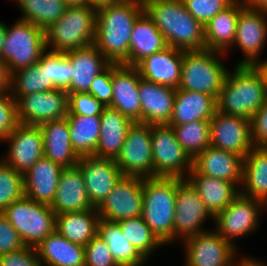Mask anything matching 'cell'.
I'll use <instances>...</instances> for the list:
<instances>
[{
  "label": "cell",
  "instance_id": "18",
  "mask_svg": "<svg viewBox=\"0 0 267 266\" xmlns=\"http://www.w3.org/2000/svg\"><path fill=\"white\" fill-rule=\"evenodd\" d=\"M210 140L212 147L234 152L245 158L255 146L251 120L216 110L210 120Z\"/></svg>",
  "mask_w": 267,
  "mask_h": 266
},
{
  "label": "cell",
  "instance_id": "10",
  "mask_svg": "<svg viewBox=\"0 0 267 266\" xmlns=\"http://www.w3.org/2000/svg\"><path fill=\"white\" fill-rule=\"evenodd\" d=\"M181 242L185 250V266H236L244 257L242 255L240 258L236 249L238 247L214 229L187 237Z\"/></svg>",
  "mask_w": 267,
  "mask_h": 266
},
{
  "label": "cell",
  "instance_id": "27",
  "mask_svg": "<svg viewBox=\"0 0 267 266\" xmlns=\"http://www.w3.org/2000/svg\"><path fill=\"white\" fill-rule=\"evenodd\" d=\"M63 167L42 157L23 175L25 196L51 205Z\"/></svg>",
  "mask_w": 267,
  "mask_h": 266
},
{
  "label": "cell",
  "instance_id": "32",
  "mask_svg": "<svg viewBox=\"0 0 267 266\" xmlns=\"http://www.w3.org/2000/svg\"><path fill=\"white\" fill-rule=\"evenodd\" d=\"M167 47L163 34L144 11L136 20L130 38L129 56L124 65L135 66L143 58Z\"/></svg>",
  "mask_w": 267,
  "mask_h": 266
},
{
  "label": "cell",
  "instance_id": "7",
  "mask_svg": "<svg viewBox=\"0 0 267 266\" xmlns=\"http://www.w3.org/2000/svg\"><path fill=\"white\" fill-rule=\"evenodd\" d=\"M26 246L36 247L55 231L56 213L50 205L24 196L2 211Z\"/></svg>",
  "mask_w": 267,
  "mask_h": 266
},
{
  "label": "cell",
  "instance_id": "58",
  "mask_svg": "<svg viewBox=\"0 0 267 266\" xmlns=\"http://www.w3.org/2000/svg\"><path fill=\"white\" fill-rule=\"evenodd\" d=\"M262 71L264 72L265 78H266V82H267V59L265 60H261V62L258 65Z\"/></svg>",
  "mask_w": 267,
  "mask_h": 266
},
{
  "label": "cell",
  "instance_id": "14",
  "mask_svg": "<svg viewBox=\"0 0 267 266\" xmlns=\"http://www.w3.org/2000/svg\"><path fill=\"white\" fill-rule=\"evenodd\" d=\"M208 218H214L203 204L197 190L187 179L177 177L174 243L209 229L203 227Z\"/></svg>",
  "mask_w": 267,
  "mask_h": 266
},
{
  "label": "cell",
  "instance_id": "42",
  "mask_svg": "<svg viewBox=\"0 0 267 266\" xmlns=\"http://www.w3.org/2000/svg\"><path fill=\"white\" fill-rule=\"evenodd\" d=\"M42 67H47L48 80L56 88L66 90L71 83L72 65L66 53L46 50L38 61Z\"/></svg>",
  "mask_w": 267,
  "mask_h": 266
},
{
  "label": "cell",
  "instance_id": "50",
  "mask_svg": "<svg viewBox=\"0 0 267 266\" xmlns=\"http://www.w3.org/2000/svg\"><path fill=\"white\" fill-rule=\"evenodd\" d=\"M0 266H41L35 247L24 248L0 255Z\"/></svg>",
  "mask_w": 267,
  "mask_h": 266
},
{
  "label": "cell",
  "instance_id": "47",
  "mask_svg": "<svg viewBox=\"0 0 267 266\" xmlns=\"http://www.w3.org/2000/svg\"><path fill=\"white\" fill-rule=\"evenodd\" d=\"M16 100L11 93L0 94V141L2 142L17 126Z\"/></svg>",
  "mask_w": 267,
  "mask_h": 266
},
{
  "label": "cell",
  "instance_id": "4",
  "mask_svg": "<svg viewBox=\"0 0 267 266\" xmlns=\"http://www.w3.org/2000/svg\"><path fill=\"white\" fill-rule=\"evenodd\" d=\"M177 177L143 178L142 218L165 246L174 242Z\"/></svg>",
  "mask_w": 267,
  "mask_h": 266
},
{
  "label": "cell",
  "instance_id": "39",
  "mask_svg": "<svg viewBox=\"0 0 267 266\" xmlns=\"http://www.w3.org/2000/svg\"><path fill=\"white\" fill-rule=\"evenodd\" d=\"M53 89L56 87L48 80L47 67H42L39 62L12 73L11 94L16 101L24 95Z\"/></svg>",
  "mask_w": 267,
  "mask_h": 266
},
{
  "label": "cell",
  "instance_id": "1",
  "mask_svg": "<svg viewBox=\"0 0 267 266\" xmlns=\"http://www.w3.org/2000/svg\"><path fill=\"white\" fill-rule=\"evenodd\" d=\"M143 12L142 0H122L96 9L93 45L111 64L127 60L132 29Z\"/></svg>",
  "mask_w": 267,
  "mask_h": 266
},
{
  "label": "cell",
  "instance_id": "17",
  "mask_svg": "<svg viewBox=\"0 0 267 266\" xmlns=\"http://www.w3.org/2000/svg\"><path fill=\"white\" fill-rule=\"evenodd\" d=\"M18 123L40 125L46 121L59 120L68 114V93L53 89L20 97L16 101Z\"/></svg>",
  "mask_w": 267,
  "mask_h": 266
},
{
  "label": "cell",
  "instance_id": "22",
  "mask_svg": "<svg viewBox=\"0 0 267 266\" xmlns=\"http://www.w3.org/2000/svg\"><path fill=\"white\" fill-rule=\"evenodd\" d=\"M243 160L242 156L234 152L210 145L193 159V168L200 174L229 181L240 189Z\"/></svg>",
  "mask_w": 267,
  "mask_h": 266
},
{
  "label": "cell",
  "instance_id": "45",
  "mask_svg": "<svg viewBox=\"0 0 267 266\" xmlns=\"http://www.w3.org/2000/svg\"><path fill=\"white\" fill-rule=\"evenodd\" d=\"M105 108L93 95L85 93H68V114L100 116Z\"/></svg>",
  "mask_w": 267,
  "mask_h": 266
},
{
  "label": "cell",
  "instance_id": "12",
  "mask_svg": "<svg viewBox=\"0 0 267 266\" xmlns=\"http://www.w3.org/2000/svg\"><path fill=\"white\" fill-rule=\"evenodd\" d=\"M264 208L267 210L261 201L240 193L227 208L211 220L216 225L215 231L236 246V238L254 233L260 227V217Z\"/></svg>",
  "mask_w": 267,
  "mask_h": 266
},
{
  "label": "cell",
  "instance_id": "16",
  "mask_svg": "<svg viewBox=\"0 0 267 266\" xmlns=\"http://www.w3.org/2000/svg\"><path fill=\"white\" fill-rule=\"evenodd\" d=\"M3 142L8 143V152L0 158L22 175L44 157L43 135L39 125L18 123Z\"/></svg>",
  "mask_w": 267,
  "mask_h": 266
},
{
  "label": "cell",
  "instance_id": "15",
  "mask_svg": "<svg viewBox=\"0 0 267 266\" xmlns=\"http://www.w3.org/2000/svg\"><path fill=\"white\" fill-rule=\"evenodd\" d=\"M143 178L122 176L97 208L100 219L119 222L142 215Z\"/></svg>",
  "mask_w": 267,
  "mask_h": 266
},
{
  "label": "cell",
  "instance_id": "43",
  "mask_svg": "<svg viewBox=\"0 0 267 266\" xmlns=\"http://www.w3.org/2000/svg\"><path fill=\"white\" fill-rule=\"evenodd\" d=\"M24 196L23 175L0 158V212Z\"/></svg>",
  "mask_w": 267,
  "mask_h": 266
},
{
  "label": "cell",
  "instance_id": "59",
  "mask_svg": "<svg viewBox=\"0 0 267 266\" xmlns=\"http://www.w3.org/2000/svg\"><path fill=\"white\" fill-rule=\"evenodd\" d=\"M236 266H241V260H240V262H238V263H237V265H236Z\"/></svg>",
  "mask_w": 267,
  "mask_h": 266
},
{
  "label": "cell",
  "instance_id": "53",
  "mask_svg": "<svg viewBox=\"0 0 267 266\" xmlns=\"http://www.w3.org/2000/svg\"><path fill=\"white\" fill-rule=\"evenodd\" d=\"M246 7L267 11V0H242Z\"/></svg>",
  "mask_w": 267,
  "mask_h": 266
},
{
  "label": "cell",
  "instance_id": "46",
  "mask_svg": "<svg viewBox=\"0 0 267 266\" xmlns=\"http://www.w3.org/2000/svg\"><path fill=\"white\" fill-rule=\"evenodd\" d=\"M85 266H118L105 241L96 235L85 245Z\"/></svg>",
  "mask_w": 267,
  "mask_h": 266
},
{
  "label": "cell",
  "instance_id": "25",
  "mask_svg": "<svg viewBox=\"0 0 267 266\" xmlns=\"http://www.w3.org/2000/svg\"><path fill=\"white\" fill-rule=\"evenodd\" d=\"M176 89L139 80L141 122L147 124H168L173 113Z\"/></svg>",
  "mask_w": 267,
  "mask_h": 266
},
{
  "label": "cell",
  "instance_id": "26",
  "mask_svg": "<svg viewBox=\"0 0 267 266\" xmlns=\"http://www.w3.org/2000/svg\"><path fill=\"white\" fill-rule=\"evenodd\" d=\"M39 127L43 135L44 157L63 168L77 166L80 157L72 147L67 118L46 121Z\"/></svg>",
  "mask_w": 267,
  "mask_h": 266
},
{
  "label": "cell",
  "instance_id": "9",
  "mask_svg": "<svg viewBox=\"0 0 267 266\" xmlns=\"http://www.w3.org/2000/svg\"><path fill=\"white\" fill-rule=\"evenodd\" d=\"M154 177L186 179L193 168V159L178 143L172 126L151 125Z\"/></svg>",
  "mask_w": 267,
  "mask_h": 266
},
{
  "label": "cell",
  "instance_id": "28",
  "mask_svg": "<svg viewBox=\"0 0 267 266\" xmlns=\"http://www.w3.org/2000/svg\"><path fill=\"white\" fill-rule=\"evenodd\" d=\"M197 190L203 204L213 217L223 211L240 194L233 183L198 173L194 168L186 178Z\"/></svg>",
  "mask_w": 267,
  "mask_h": 266
},
{
  "label": "cell",
  "instance_id": "20",
  "mask_svg": "<svg viewBox=\"0 0 267 266\" xmlns=\"http://www.w3.org/2000/svg\"><path fill=\"white\" fill-rule=\"evenodd\" d=\"M140 78L135 66L112 64L113 97L110 108L120 111L133 122H141Z\"/></svg>",
  "mask_w": 267,
  "mask_h": 266
},
{
  "label": "cell",
  "instance_id": "34",
  "mask_svg": "<svg viewBox=\"0 0 267 266\" xmlns=\"http://www.w3.org/2000/svg\"><path fill=\"white\" fill-rule=\"evenodd\" d=\"M239 17V0L217 13L205 26V49L225 54L234 43Z\"/></svg>",
  "mask_w": 267,
  "mask_h": 266
},
{
  "label": "cell",
  "instance_id": "6",
  "mask_svg": "<svg viewBox=\"0 0 267 266\" xmlns=\"http://www.w3.org/2000/svg\"><path fill=\"white\" fill-rule=\"evenodd\" d=\"M225 53L203 49L183 51L182 73L179 89L206 93L216 100L228 73L222 63Z\"/></svg>",
  "mask_w": 267,
  "mask_h": 266
},
{
  "label": "cell",
  "instance_id": "23",
  "mask_svg": "<svg viewBox=\"0 0 267 266\" xmlns=\"http://www.w3.org/2000/svg\"><path fill=\"white\" fill-rule=\"evenodd\" d=\"M58 214L94 209L85 188L84 177L78 166L63 168L50 205Z\"/></svg>",
  "mask_w": 267,
  "mask_h": 266
},
{
  "label": "cell",
  "instance_id": "19",
  "mask_svg": "<svg viewBox=\"0 0 267 266\" xmlns=\"http://www.w3.org/2000/svg\"><path fill=\"white\" fill-rule=\"evenodd\" d=\"M77 166L84 177L90 203L98 208L123 176L114 159L82 156Z\"/></svg>",
  "mask_w": 267,
  "mask_h": 266
},
{
  "label": "cell",
  "instance_id": "8",
  "mask_svg": "<svg viewBox=\"0 0 267 266\" xmlns=\"http://www.w3.org/2000/svg\"><path fill=\"white\" fill-rule=\"evenodd\" d=\"M46 50L43 29L21 19L12 27L6 26L2 60L8 64L11 73L36 64Z\"/></svg>",
  "mask_w": 267,
  "mask_h": 266
},
{
  "label": "cell",
  "instance_id": "2",
  "mask_svg": "<svg viewBox=\"0 0 267 266\" xmlns=\"http://www.w3.org/2000/svg\"><path fill=\"white\" fill-rule=\"evenodd\" d=\"M144 11L163 34L167 46L181 51L205 49V28L182 0H142Z\"/></svg>",
  "mask_w": 267,
  "mask_h": 266
},
{
  "label": "cell",
  "instance_id": "24",
  "mask_svg": "<svg viewBox=\"0 0 267 266\" xmlns=\"http://www.w3.org/2000/svg\"><path fill=\"white\" fill-rule=\"evenodd\" d=\"M66 57L73 68L71 69V83L66 89L67 93L88 92L95 77L111 64L93 44L82 49L68 51Z\"/></svg>",
  "mask_w": 267,
  "mask_h": 266
},
{
  "label": "cell",
  "instance_id": "37",
  "mask_svg": "<svg viewBox=\"0 0 267 266\" xmlns=\"http://www.w3.org/2000/svg\"><path fill=\"white\" fill-rule=\"evenodd\" d=\"M71 143L79 157L93 156L98 144L100 116L67 115Z\"/></svg>",
  "mask_w": 267,
  "mask_h": 266
},
{
  "label": "cell",
  "instance_id": "13",
  "mask_svg": "<svg viewBox=\"0 0 267 266\" xmlns=\"http://www.w3.org/2000/svg\"><path fill=\"white\" fill-rule=\"evenodd\" d=\"M267 40V11L246 7L239 0V17L232 47L241 49L243 58L236 65H259Z\"/></svg>",
  "mask_w": 267,
  "mask_h": 266
},
{
  "label": "cell",
  "instance_id": "41",
  "mask_svg": "<svg viewBox=\"0 0 267 266\" xmlns=\"http://www.w3.org/2000/svg\"><path fill=\"white\" fill-rule=\"evenodd\" d=\"M172 128L178 143L192 159L211 145L210 121L198 120Z\"/></svg>",
  "mask_w": 267,
  "mask_h": 266
},
{
  "label": "cell",
  "instance_id": "44",
  "mask_svg": "<svg viewBox=\"0 0 267 266\" xmlns=\"http://www.w3.org/2000/svg\"><path fill=\"white\" fill-rule=\"evenodd\" d=\"M189 14L204 26L235 0H182Z\"/></svg>",
  "mask_w": 267,
  "mask_h": 266
},
{
  "label": "cell",
  "instance_id": "36",
  "mask_svg": "<svg viewBox=\"0 0 267 266\" xmlns=\"http://www.w3.org/2000/svg\"><path fill=\"white\" fill-rule=\"evenodd\" d=\"M97 235L105 241L118 266H144L148 262L123 235L117 222L100 219Z\"/></svg>",
  "mask_w": 267,
  "mask_h": 266
},
{
  "label": "cell",
  "instance_id": "48",
  "mask_svg": "<svg viewBox=\"0 0 267 266\" xmlns=\"http://www.w3.org/2000/svg\"><path fill=\"white\" fill-rule=\"evenodd\" d=\"M111 77L112 64L95 77L88 91V93L93 95L105 107H110L113 97Z\"/></svg>",
  "mask_w": 267,
  "mask_h": 266
},
{
  "label": "cell",
  "instance_id": "11",
  "mask_svg": "<svg viewBox=\"0 0 267 266\" xmlns=\"http://www.w3.org/2000/svg\"><path fill=\"white\" fill-rule=\"evenodd\" d=\"M115 162L123 176L154 177L151 124L132 123Z\"/></svg>",
  "mask_w": 267,
  "mask_h": 266
},
{
  "label": "cell",
  "instance_id": "57",
  "mask_svg": "<svg viewBox=\"0 0 267 266\" xmlns=\"http://www.w3.org/2000/svg\"><path fill=\"white\" fill-rule=\"evenodd\" d=\"M68 6L88 5V0H64Z\"/></svg>",
  "mask_w": 267,
  "mask_h": 266
},
{
  "label": "cell",
  "instance_id": "5",
  "mask_svg": "<svg viewBox=\"0 0 267 266\" xmlns=\"http://www.w3.org/2000/svg\"><path fill=\"white\" fill-rule=\"evenodd\" d=\"M96 9L88 5L68 6L63 16L45 30L46 48L66 53L94 43Z\"/></svg>",
  "mask_w": 267,
  "mask_h": 266
},
{
  "label": "cell",
  "instance_id": "35",
  "mask_svg": "<svg viewBox=\"0 0 267 266\" xmlns=\"http://www.w3.org/2000/svg\"><path fill=\"white\" fill-rule=\"evenodd\" d=\"M97 208L56 215L55 230L73 243L87 245L98 232Z\"/></svg>",
  "mask_w": 267,
  "mask_h": 266
},
{
  "label": "cell",
  "instance_id": "40",
  "mask_svg": "<svg viewBox=\"0 0 267 266\" xmlns=\"http://www.w3.org/2000/svg\"><path fill=\"white\" fill-rule=\"evenodd\" d=\"M117 223L123 235L147 260L154 255L153 253H156L157 248L163 246L142 216L127 218Z\"/></svg>",
  "mask_w": 267,
  "mask_h": 266
},
{
  "label": "cell",
  "instance_id": "38",
  "mask_svg": "<svg viewBox=\"0 0 267 266\" xmlns=\"http://www.w3.org/2000/svg\"><path fill=\"white\" fill-rule=\"evenodd\" d=\"M15 4L22 14L19 19L44 31L58 21L68 7L64 0H16Z\"/></svg>",
  "mask_w": 267,
  "mask_h": 266
},
{
  "label": "cell",
  "instance_id": "52",
  "mask_svg": "<svg viewBox=\"0 0 267 266\" xmlns=\"http://www.w3.org/2000/svg\"><path fill=\"white\" fill-rule=\"evenodd\" d=\"M12 73L7 63L0 59V94L11 93Z\"/></svg>",
  "mask_w": 267,
  "mask_h": 266
},
{
  "label": "cell",
  "instance_id": "55",
  "mask_svg": "<svg viewBox=\"0 0 267 266\" xmlns=\"http://www.w3.org/2000/svg\"><path fill=\"white\" fill-rule=\"evenodd\" d=\"M122 0H88V4L95 8L98 9L100 7L106 6V5H111L114 3H118Z\"/></svg>",
  "mask_w": 267,
  "mask_h": 266
},
{
  "label": "cell",
  "instance_id": "54",
  "mask_svg": "<svg viewBox=\"0 0 267 266\" xmlns=\"http://www.w3.org/2000/svg\"><path fill=\"white\" fill-rule=\"evenodd\" d=\"M241 266H267V264L263 261L261 262L260 259L256 260V258L246 255L241 259Z\"/></svg>",
  "mask_w": 267,
  "mask_h": 266
},
{
  "label": "cell",
  "instance_id": "21",
  "mask_svg": "<svg viewBox=\"0 0 267 266\" xmlns=\"http://www.w3.org/2000/svg\"><path fill=\"white\" fill-rule=\"evenodd\" d=\"M182 61L183 51L167 46L143 58L135 67L141 78L177 89L181 81Z\"/></svg>",
  "mask_w": 267,
  "mask_h": 266
},
{
  "label": "cell",
  "instance_id": "29",
  "mask_svg": "<svg viewBox=\"0 0 267 266\" xmlns=\"http://www.w3.org/2000/svg\"><path fill=\"white\" fill-rule=\"evenodd\" d=\"M217 110L213 96L201 92L176 89L173 113L168 125L179 126L194 121H210Z\"/></svg>",
  "mask_w": 267,
  "mask_h": 266
},
{
  "label": "cell",
  "instance_id": "3",
  "mask_svg": "<svg viewBox=\"0 0 267 266\" xmlns=\"http://www.w3.org/2000/svg\"><path fill=\"white\" fill-rule=\"evenodd\" d=\"M228 71L216 100L217 111L252 120L267 100V82L258 65H236Z\"/></svg>",
  "mask_w": 267,
  "mask_h": 266
},
{
  "label": "cell",
  "instance_id": "56",
  "mask_svg": "<svg viewBox=\"0 0 267 266\" xmlns=\"http://www.w3.org/2000/svg\"><path fill=\"white\" fill-rule=\"evenodd\" d=\"M6 26H7L6 23L0 21V59H2V50L6 36Z\"/></svg>",
  "mask_w": 267,
  "mask_h": 266
},
{
  "label": "cell",
  "instance_id": "33",
  "mask_svg": "<svg viewBox=\"0 0 267 266\" xmlns=\"http://www.w3.org/2000/svg\"><path fill=\"white\" fill-rule=\"evenodd\" d=\"M240 193L267 207V147L254 146L245 156Z\"/></svg>",
  "mask_w": 267,
  "mask_h": 266
},
{
  "label": "cell",
  "instance_id": "51",
  "mask_svg": "<svg viewBox=\"0 0 267 266\" xmlns=\"http://www.w3.org/2000/svg\"><path fill=\"white\" fill-rule=\"evenodd\" d=\"M252 139L257 147H267V100L251 120Z\"/></svg>",
  "mask_w": 267,
  "mask_h": 266
},
{
  "label": "cell",
  "instance_id": "30",
  "mask_svg": "<svg viewBox=\"0 0 267 266\" xmlns=\"http://www.w3.org/2000/svg\"><path fill=\"white\" fill-rule=\"evenodd\" d=\"M101 129L94 157L116 159L133 121L120 111L105 107L100 115Z\"/></svg>",
  "mask_w": 267,
  "mask_h": 266
},
{
  "label": "cell",
  "instance_id": "31",
  "mask_svg": "<svg viewBox=\"0 0 267 266\" xmlns=\"http://www.w3.org/2000/svg\"><path fill=\"white\" fill-rule=\"evenodd\" d=\"M35 250L44 266H85V246L69 241L56 230L43 239Z\"/></svg>",
  "mask_w": 267,
  "mask_h": 266
},
{
  "label": "cell",
  "instance_id": "49",
  "mask_svg": "<svg viewBox=\"0 0 267 266\" xmlns=\"http://www.w3.org/2000/svg\"><path fill=\"white\" fill-rule=\"evenodd\" d=\"M25 246L18 232L0 212V255L18 251Z\"/></svg>",
  "mask_w": 267,
  "mask_h": 266
}]
</instances>
